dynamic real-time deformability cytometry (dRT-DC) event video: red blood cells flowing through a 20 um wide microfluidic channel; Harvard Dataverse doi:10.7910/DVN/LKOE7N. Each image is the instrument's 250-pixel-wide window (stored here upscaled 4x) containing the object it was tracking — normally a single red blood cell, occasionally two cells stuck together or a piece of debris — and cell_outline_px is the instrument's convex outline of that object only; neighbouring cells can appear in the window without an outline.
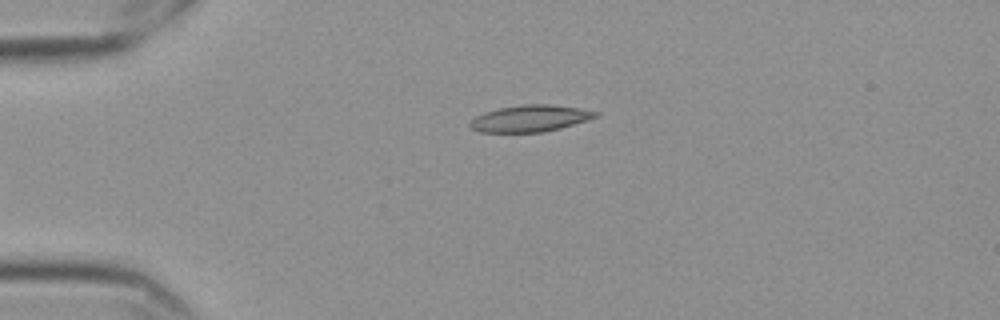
{"species": "Egyptian fruit bat (a non-hibernating species)", "species_latin": "Rousettus aegyptiacus", "temperature_condition": "cold", "stored_images_in_passage": 45, "camera_frame_rate_fps": 3000, "um_per_image_px": 0.085, "frame": {"image": 1, "passage_image": 1, "time_ms": 0.0, "image_size_px": [1000, 320], "cell_outline_px": [[600, 116], [560, 128], [544, 132], [480, 132], [472, 128], [468, 124], [476, 116], [484, 112], [500, 108], [520, 104], [548, 104], [580, 108], [600, 112]], "centroid_in_image_um": [45.08, 10.06], "position_along_channel_um": 39.9, "area_um2": 19.48}}
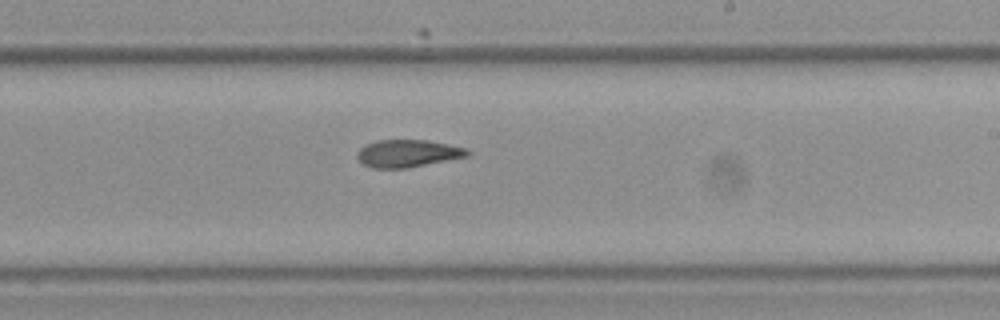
{"frame": {"image": 2, "passage_image": 22, "time_ms": 7.0, "image_size_px": [1000, 320], "cell_outline_px": [[472, 152], [468, 156], [404, 168], [372, 168], [364, 164], [356, 156], [356, 152], [364, 144], [376, 140], [428, 140], [468, 148]], "centroid_in_image_um": [34.65, 13.02], "position_along_channel_um": 254.4, "area_um2": 17.63}}
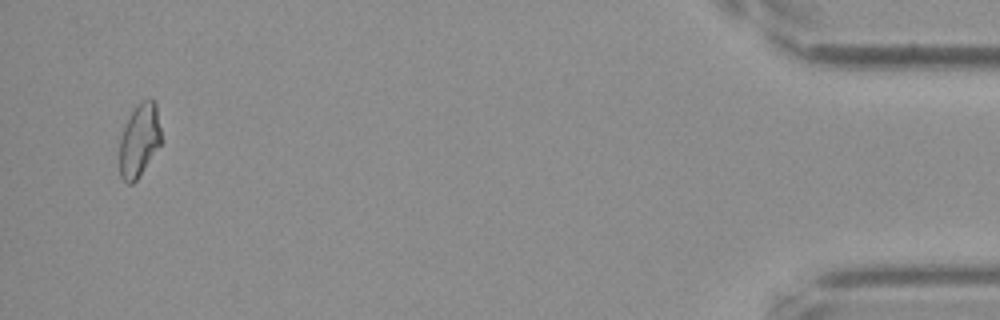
{"frame": {"image": 3, "passage_image": 43, "time_ms": 14.0, "image_size_px": [1000, 320], "cell_outline_px": [[160, 144], [140, 176], [132, 184], [128, 184], [120, 176], [120, 136], [128, 116], [136, 104], [144, 100], [152, 100], [156, 104], [160, 128]], "centroid_in_image_um": [11.82, 11.92], "position_along_channel_um": 423.4, "area_um2": 17.63}, "authors_computed_cell_mechanics": {"area_um2": 18.1492, "velocity_mm_per_s": 3.5227, "shape_relaxation_time_tau1_ms": null, "shape_relaxation_time_tau2_ms": 4.4029, "deformation_change_tau1": null, "deformation_change_tau2": 0.125}}